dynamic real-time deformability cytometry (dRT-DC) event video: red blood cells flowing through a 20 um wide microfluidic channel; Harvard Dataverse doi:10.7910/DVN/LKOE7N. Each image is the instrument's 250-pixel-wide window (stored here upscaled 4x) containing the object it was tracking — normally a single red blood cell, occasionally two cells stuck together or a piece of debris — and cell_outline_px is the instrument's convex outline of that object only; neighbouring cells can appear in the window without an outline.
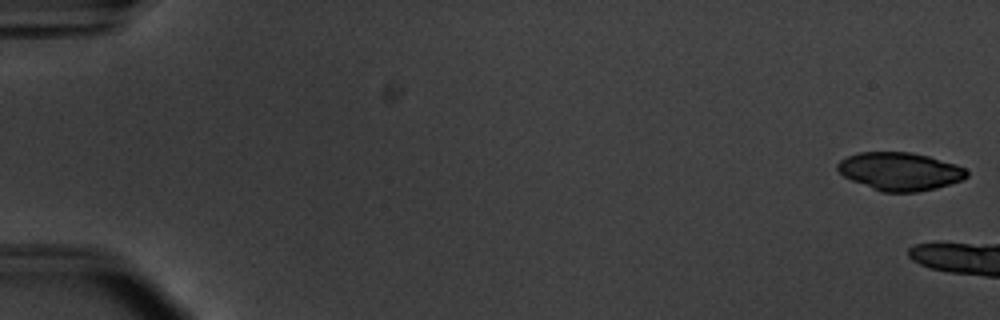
{"species": "common noctule bat (a hibernating species)", "species_latin": "Nyctalus noctula", "temperature_condition": "warm", "stored_images_in_passage": 10, "camera_frame_rate_fps": 3000, "um_per_image_px": 0.085, "animal": {"sex": "male", "body_mass_g": 20.1, "forearm_length_mm": 53.5}, "frame": {"image": 1, "passage_image": 1, "time_ms": 0.0, "image_size_px": [1000, 320], "cell_outline_px": [[968, 176], [964, 180], [936, 188], [916, 192], [880, 192], [852, 180], [844, 176], [836, 168], [836, 164], [840, 160], [848, 156], [860, 152], [912, 152], [928, 156], [956, 164], [964, 168], [968, 172]], "centroid_in_image_um": [76.5, 14.57], "position_along_channel_um": 8.5, "area_um2": 28.67}}